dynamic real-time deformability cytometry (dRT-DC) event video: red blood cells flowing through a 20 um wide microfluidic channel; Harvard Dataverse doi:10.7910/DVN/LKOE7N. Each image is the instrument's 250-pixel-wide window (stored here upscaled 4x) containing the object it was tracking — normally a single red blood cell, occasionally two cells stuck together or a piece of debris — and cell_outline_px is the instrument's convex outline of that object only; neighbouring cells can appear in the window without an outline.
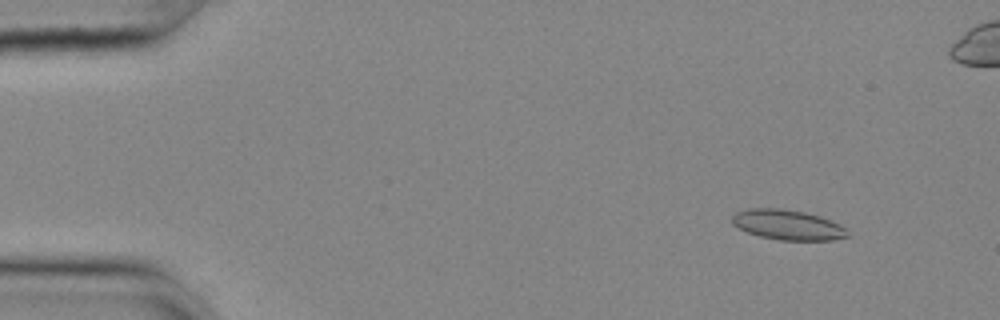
{"species": "common noctule bat (a hibernating species)", "species_latin": "Nyctalus noctula", "temperature_condition": "cold", "stored_images_in_passage": 57, "camera_frame_rate_fps": 3000, "um_per_image_px": 0.085, "animal": {"sex": "female", "body_mass_g": 25.1}, "frame": {"image": 1, "passage_image": 6, "time_ms": 1.667, "image_size_px": [1000, 320], "cell_outline_px": [[852, 236], [832, 240], [780, 240], [760, 236], [748, 232], [732, 224], [732, 216], [736, 212], [748, 208], [780, 208], [804, 212], [820, 216], [840, 224]], "centroid_in_image_um": [66.97, 19.11], "position_along_channel_um": 18.0, "area_um2": 20.23}}
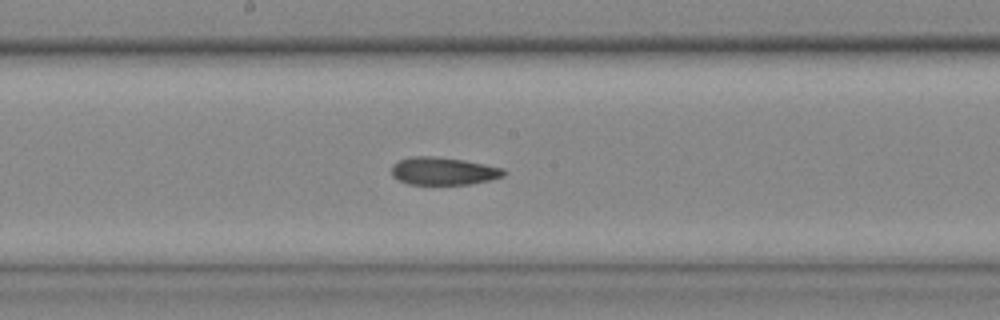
{"frame": {"image": 2, "passage_image": 30, "time_ms": 9.667, "image_size_px": [1000, 320], "cell_outline_px": [[508, 172], [504, 176], [472, 184], [408, 184], [392, 176], [392, 164], [400, 160], [412, 156], [436, 156], [464, 160], [504, 168]], "centroid_in_image_um": [37.71, 14.53], "position_along_channel_um": 210.5, "area_um2": 18.15}}
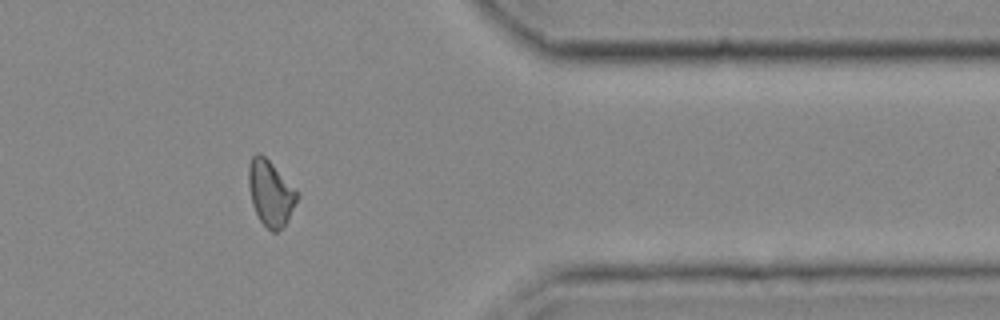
{"frame": {"image": 3, "passage_image": 46, "time_ms": 15.0, "image_size_px": [1000, 320], "cell_outline_px": [[300, 196], [288, 220], [276, 232], [272, 232], [260, 220], [252, 204], [248, 184], [248, 164], [252, 156], [256, 152], [260, 152], [300, 192]], "centroid_in_image_um": [23.01, 16.39], "position_along_channel_um": 388.4, "area_um2": 18.61}, "authors_computed_cell_mechanics": {"area_um2": 19.0162, "velocity_mm_per_s": 3.6406, "shape_relaxation_time_tau1_ms": null, "shape_relaxation_time_tau2_ms": 6.2087, "deformation_change_tau1": null, "deformation_change_tau2": 0.1329}}